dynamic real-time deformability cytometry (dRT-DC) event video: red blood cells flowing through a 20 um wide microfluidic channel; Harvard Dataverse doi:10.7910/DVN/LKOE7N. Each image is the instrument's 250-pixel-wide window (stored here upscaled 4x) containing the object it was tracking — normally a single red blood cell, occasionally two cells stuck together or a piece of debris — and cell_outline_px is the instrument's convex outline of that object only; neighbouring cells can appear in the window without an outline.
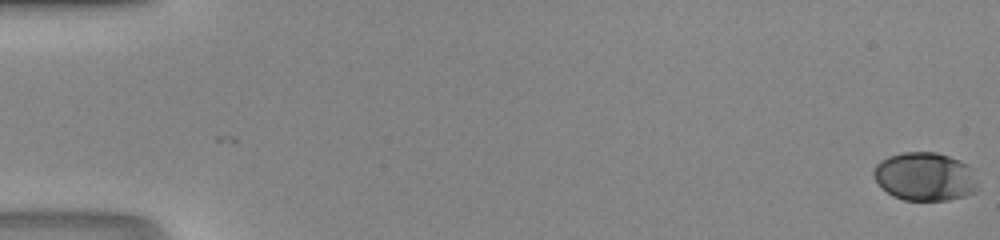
{"species": "human", "species_latin": "Homo sapiens", "temperature_condition": "room temperature", "stored_images_in_passage": 6, "camera_frame_rate_fps": 3000, "um_per_image_px": 0.085, "donor": {"sex": "male"}, "frame": {"image": 1, "passage_image": 1, "time_ms": 0.0, "image_size_px": [1000, 240], "cell_outline_px": [[976, 192], [964, 196], [948, 200], [904, 200], [892, 196], [872, 176], [872, 172], [876, 164], [880, 160], [888, 156], [904, 152], [936, 152], [960, 160], [976, 168]], "centroid_in_image_um": [78.65, 15.0], "position_along_channel_um": 6.4, "area_um2": 29.71}}